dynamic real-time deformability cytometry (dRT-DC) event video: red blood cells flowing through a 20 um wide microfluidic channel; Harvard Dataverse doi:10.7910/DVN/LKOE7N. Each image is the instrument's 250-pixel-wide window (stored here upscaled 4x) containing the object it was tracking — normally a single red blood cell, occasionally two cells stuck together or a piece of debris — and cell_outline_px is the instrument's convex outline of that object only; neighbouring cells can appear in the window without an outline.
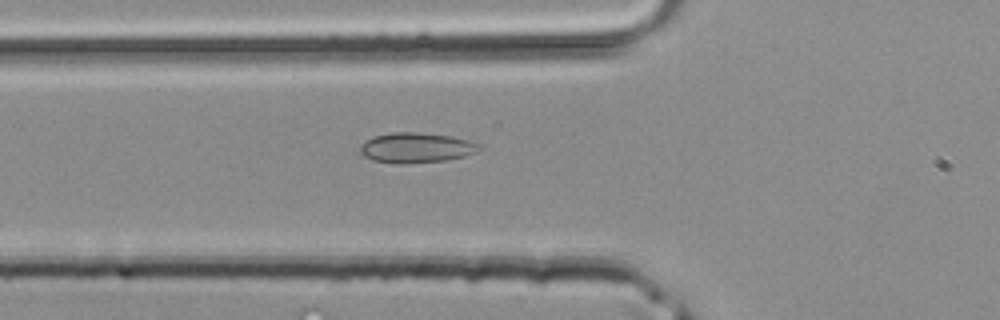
{"species": "common noctule bat (a hibernating species)", "species_latin": "Nyctalus noctula", "temperature_condition": "room temperature", "stored_images_in_passage": 11, "camera_frame_rate_fps": 3000, "um_per_image_px": 0.085, "animal": {"sex": "male", "body_mass_g": 20.4}, "frame": {"image": 1, "passage_image": 4, "time_ms": 1.0, "image_size_px": [1000, 320], "cell_outline_px": [[480, 148], [476, 152], [464, 156], [444, 160], [404, 164], [396, 164], [372, 160], [364, 156], [360, 152], [360, 144], [364, 140], [372, 136], [392, 132], [420, 132], [452, 136], [468, 140], [480, 144]], "centroid_in_image_um": [35.32, 12.55], "position_along_channel_um": 90.5, "area_um2": 21.1}}
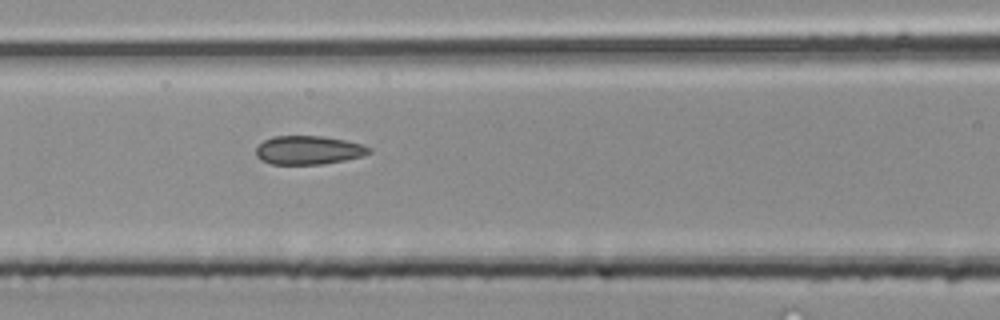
{"frame": {"image": 2, "passage_image": 7, "time_ms": 2.0, "image_size_px": [1000, 320], "cell_outline_px": [[372, 152], [364, 156], [344, 160], [320, 164], [272, 164], [260, 160], [256, 156], [256, 148], [264, 140], [272, 136], [320, 136], [344, 140], [360, 144], [372, 148]], "centroid_in_image_um": [26.21, 12.76], "position_along_channel_um": 140.4, "area_um2": 18.84}}
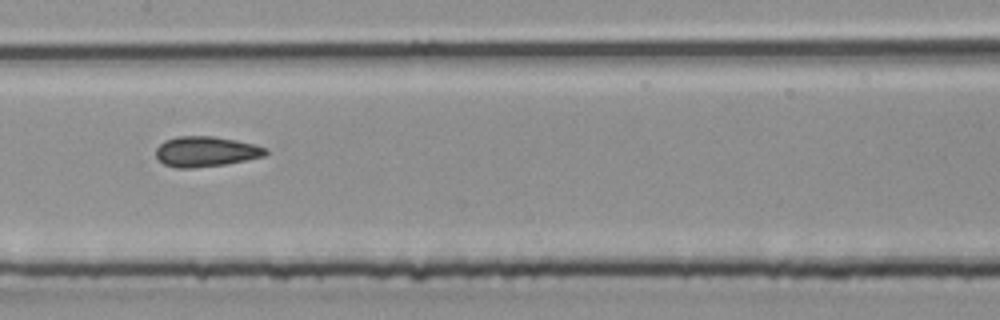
{"frame": {"image": 3, "passage_image": 10, "time_ms": 3.0, "image_size_px": [1000, 320], "cell_outline_px": [[268, 152], [264, 156], [224, 164], [192, 168], [176, 168], [164, 164], [156, 156], [156, 148], [164, 140], [176, 136], [212, 136], [236, 140], [256, 144], [268, 148]], "centroid_in_image_um": [17.49, 12.87], "position_along_channel_um": 189.9, "area_um2": 19.36}}